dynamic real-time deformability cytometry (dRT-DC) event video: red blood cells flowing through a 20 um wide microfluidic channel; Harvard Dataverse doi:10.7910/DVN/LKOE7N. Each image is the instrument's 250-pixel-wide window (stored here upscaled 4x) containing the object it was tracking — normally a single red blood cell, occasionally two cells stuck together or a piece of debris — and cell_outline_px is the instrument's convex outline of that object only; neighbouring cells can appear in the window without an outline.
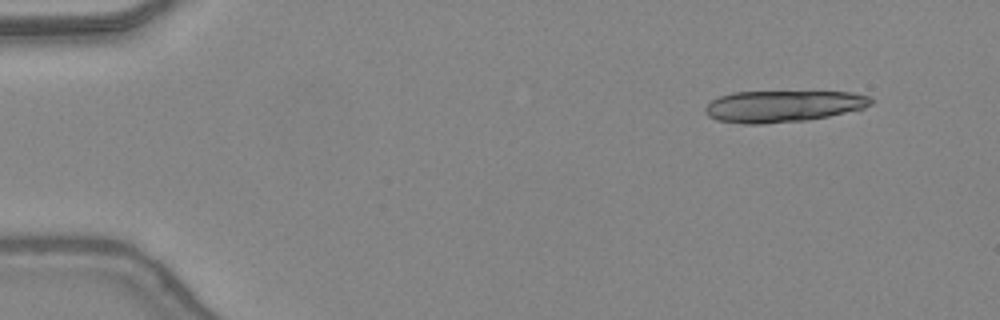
{"species": "common noctule bat (a hibernating species)", "species_latin": "Nyctalus noctula", "temperature_condition": "warm", "stored_images_in_passage": 12, "camera_frame_rate_fps": 3000, "um_per_image_px": 0.085, "animal": {"sex": "female", "body_mass_g": 24.6, "forearm_length_mm": 56.2}, "frame": {"image": 1, "passage_image": 1, "time_ms": 0.0, "image_size_px": [1000, 320], "cell_outline_px": [[872, 104], [860, 112], [808, 120], [764, 124], [744, 124], [716, 120], [708, 116], [704, 112], [704, 108], [712, 100], [720, 96], [732, 92], [852, 92], [872, 96]], "centroid_in_image_um": [66.66, 9.04], "position_along_channel_um": 18.3, "area_um2": 31.27}}